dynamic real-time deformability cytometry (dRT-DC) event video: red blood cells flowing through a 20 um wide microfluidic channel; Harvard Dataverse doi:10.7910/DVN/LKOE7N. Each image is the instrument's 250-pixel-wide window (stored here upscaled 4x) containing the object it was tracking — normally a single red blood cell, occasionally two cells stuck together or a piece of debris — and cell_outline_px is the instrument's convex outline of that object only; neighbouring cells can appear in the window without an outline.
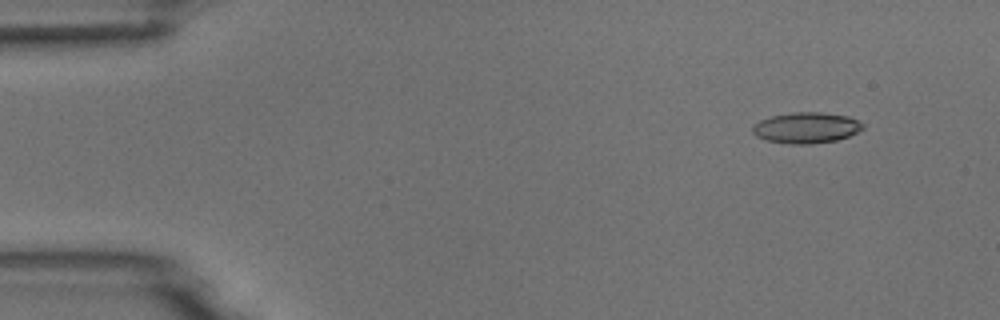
{"species": "common noctule bat (a hibernating species)", "species_latin": "Nyctalus noctula", "temperature_condition": "room temperature", "stored_images_in_passage": 5, "camera_frame_rate_fps": 3000, "um_per_image_px": 0.085, "animal": {"sex": "male", "body_mass_g": 18.8}, "frame": {"image": 1, "passage_image": 2, "time_ms": 1.333, "image_size_px": [1000, 320], "cell_outline_px": [[864, 128], [848, 136], [836, 140], [812, 144], [788, 144], [764, 140], [756, 136], [752, 132], [752, 128], [760, 120], [772, 116], [792, 112], [820, 112], [848, 116], [864, 124]], "centroid_in_image_um": [68.51, 10.86], "position_along_channel_um": 16.5, "area_um2": 19.83}}
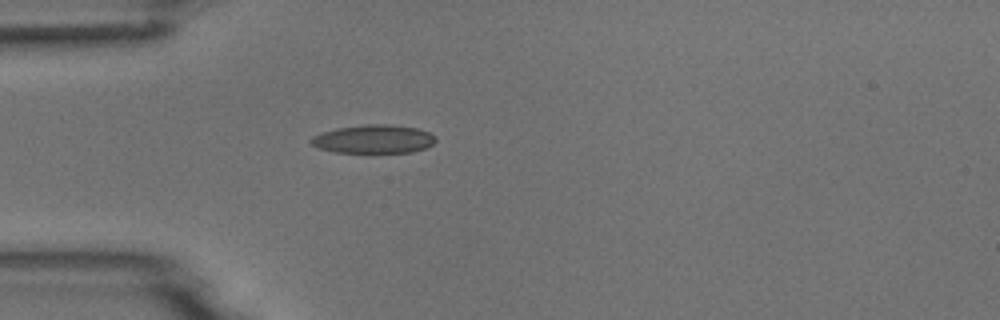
{"frame": {"image": 2, "passage_image": 5, "time_ms": 4.667, "image_size_px": [1000, 320], "cell_outline_px": [[436, 140], [432, 144], [424, 148], [412, 152], [336, 152], [320, 148], [312, 144], [308, 140], [312, 136], [336, 128], [368, 124], [388, 124], [416, 128], [428, 132], [436, 136]], "centroid_in_image_um": [31.76, 11.81], "position_along_channel_um": 53.2, "area_um2": 20.46}}